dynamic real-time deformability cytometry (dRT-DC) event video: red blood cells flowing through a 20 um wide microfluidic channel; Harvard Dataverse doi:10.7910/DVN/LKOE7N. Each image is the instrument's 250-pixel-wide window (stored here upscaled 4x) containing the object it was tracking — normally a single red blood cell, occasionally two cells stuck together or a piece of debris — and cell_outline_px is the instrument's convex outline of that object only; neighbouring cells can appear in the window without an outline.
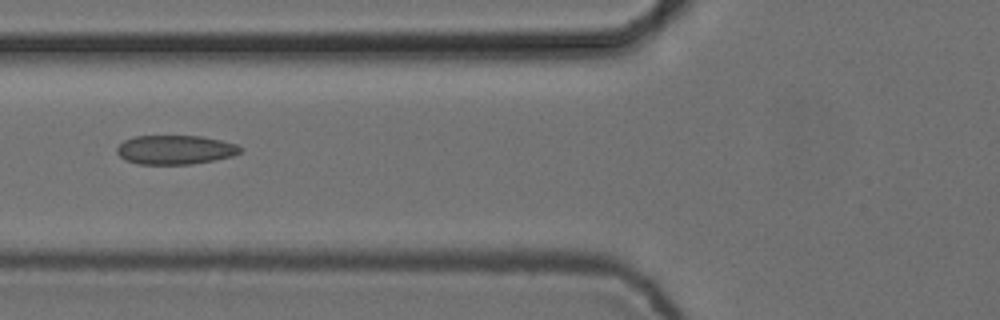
{"species": "common noctule bat (a hibernating species)", "species_latin": "Nyctalus noctula", "temperature_condition": "cold", "stored_images_in_passage": 5, "camera_frame_rate_fps": 3000, "um_per_image_px": 0.085, "animal": {"sex": "female", "body_mass_g": 24.6, "forearm_length_mm": 56.2}, "frame": {"image": 1, "passage_image": 5, "time_ms": 1.333, "image_size_px": [1000, 320], "cell_outline_px": [[244, 148], [240, 152], [232, 156], [192, 164], [140, 164], [124, 160], [116, 152], [116, 148], [124, 140], [136, 136], [200, 136], [220, 140], [236, 144]], "centroid_in_image_um": [14.88, 12.73], "position_along_channel_um": 110.9, "area_um2": 20.87}}